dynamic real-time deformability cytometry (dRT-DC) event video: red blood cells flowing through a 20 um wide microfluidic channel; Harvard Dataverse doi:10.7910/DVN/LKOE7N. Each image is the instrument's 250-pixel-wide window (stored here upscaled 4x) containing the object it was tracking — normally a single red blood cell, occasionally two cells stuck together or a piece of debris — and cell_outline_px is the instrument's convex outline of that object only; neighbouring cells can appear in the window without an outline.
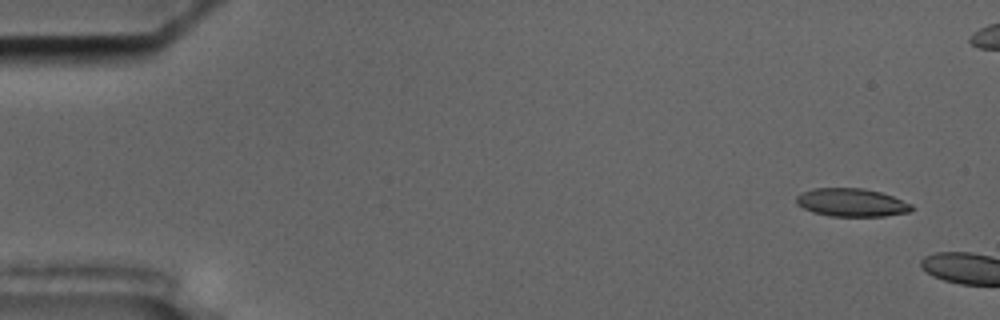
{"species": "common noctule bat (a hibernating species)", "species_latin": "Nyctalus noctula", "temperature_condition": "cold", "stored_images_in_passage": 5, "camera_frame_rate_fps": 3000, "um_per_image_px": 0.085, "animal": {"sex": "male", "body_mass_g": 17.5, "forearm_length_mm": 52.3}, "frame": {"image": 1, "passage_image": 2, "time_ms": 0.333, "image_size_px": [1000, 320], "cell_outline_px": [[916, 208], [908, 212], [884, 216], [828, 216], [812, 212], [796, 204], [796, 196], [800, 192], [812, 188], [864, 188], [880, 192], [892, 196], [912, 204]], "centroid_in_image_um": [72.36, 17.21], "position_along_channel_um": 12.6, "area_um2": 19.07}}